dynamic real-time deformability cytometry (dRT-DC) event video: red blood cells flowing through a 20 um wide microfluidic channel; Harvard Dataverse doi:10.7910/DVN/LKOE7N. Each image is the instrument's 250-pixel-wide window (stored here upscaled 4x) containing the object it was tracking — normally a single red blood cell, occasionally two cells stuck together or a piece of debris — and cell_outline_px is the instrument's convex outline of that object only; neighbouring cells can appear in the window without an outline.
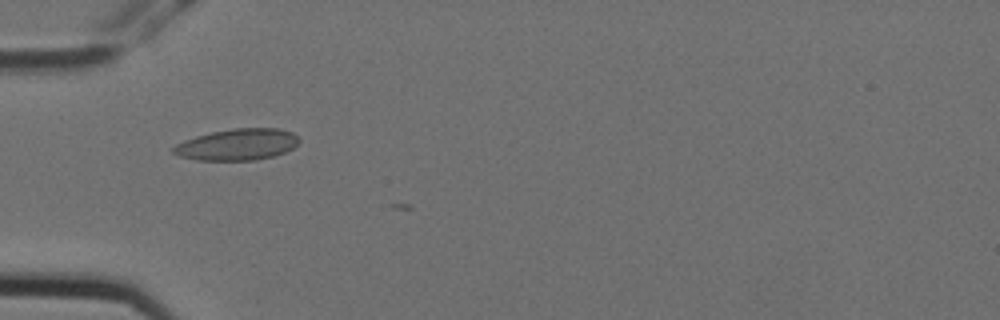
{"species": "Egyptian fruit bat (a non-hibernating species)", "species_latin": "Rousettus aegyptiacus", "temperature_condition": "cold", "stored_images_in_passage": 6, "camera_frame_rate_fps": 3000, "um_per_image_px": 0.085, "animal": {"sex": "female"}, "frame": {"image": 1, "passage_image": 4, "time_ms": 1.0, "image_size_px": [1000, 320], "cell_outline_px": [[300, 140], [292, 148], [284, 152], [272, 156], [256, 160], [196, 160], [180, 156], [172, 152], [172, 148], [176, 144], [184, 140], [196, 136], [212, 132], [232, 128], [280, 128], [292, 132]], "centroid_in_image_um": [20.16, 12.28], "position_along_channel_um": 64.8, "area_um2": 22.95}}
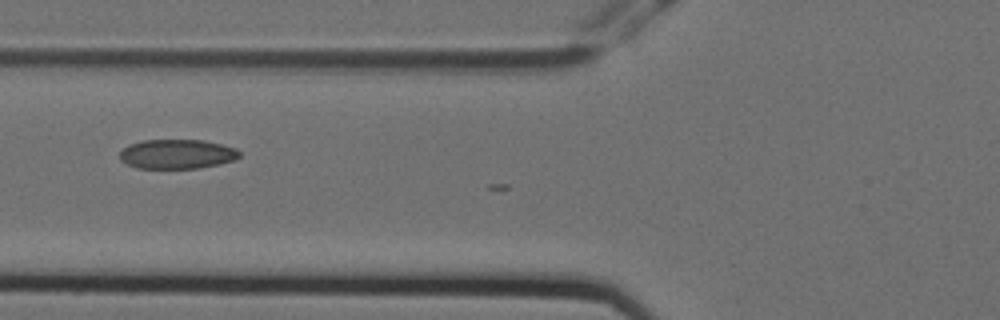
{"frame": {"image": 2, "passage_image": 5, "time_ms": 1.333, "image_size_px": [1000, 320], "cell_outline_px": [[240, 156], [232, 160], [220, 164], [200, 168], [136, 168], [120, 160], [120, 152], [128, 144], [144, 140], [204, 140], [236, 148], [240, 152]], "centroid_in_image_um": [15.04, 13.09], "position_along_channel_um": 110.8, "area_um2": 20.52}}